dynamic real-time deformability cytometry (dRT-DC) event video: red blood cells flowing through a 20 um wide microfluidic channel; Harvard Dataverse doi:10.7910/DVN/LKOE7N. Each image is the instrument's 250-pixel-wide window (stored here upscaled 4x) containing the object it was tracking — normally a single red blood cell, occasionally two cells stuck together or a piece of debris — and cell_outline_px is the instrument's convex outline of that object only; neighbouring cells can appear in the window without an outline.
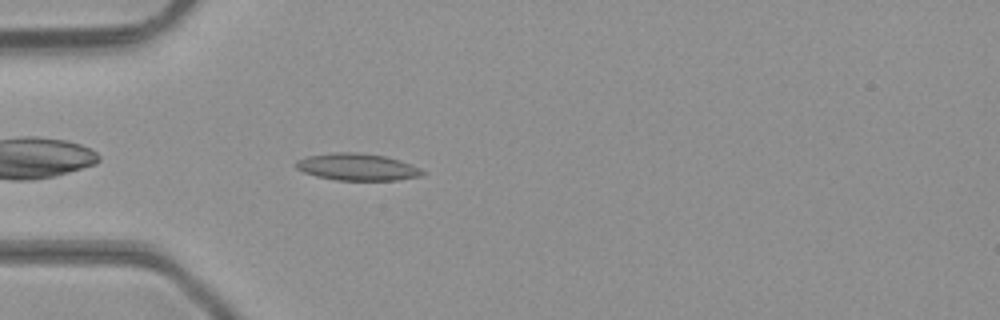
{"species": "common noctule bat (a hibernating species)", "species_latin": "Nyctalus noctula", "temperature_condition": "room temperature", "stored_images_in_passage": 32, "camera_frame_rate_fps": 3000, "um_per_image_px": 0.085, "animal": {"sex": "male", "body_mass_g": 23.1, "forearm_length_mm": 52.7}, "frame": {"image": 1, "passage_image": 3, "time_ms": 0.667, "image_size_px": [1000, 320], "cell_outline_px": [[424, 172], [420, 176], [396, 180], [336, 180], [316, 176], [304, 172], [296, 168], [296, 160], [308, 156], [332, 152], [356, 152], [384, 156], [400, 160], [412, 164], [420, 168]], "centroid_in_image_um": [30.35, 14.19], "position_along_channel_um": 54.6, "area_um2": 19.83}}
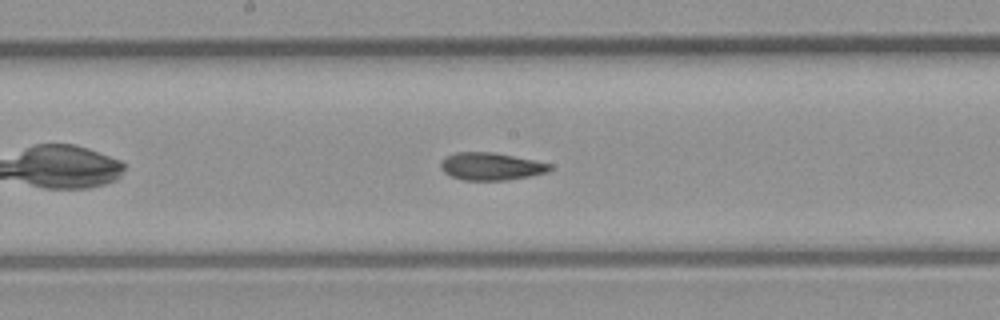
{"frame": {"image": 2, "passage_image": 14, "time_ms": 4.333, "image_size_px": [1000, 320], "cell_outline_px": [[552, 168], [548, 172], [508, 180], [464, 180], [452, 176], [444, 172], [440, 168], [440, 164], [448, 156], [456, 152], [496, 152], [552, 164]], "centroid_in_image_um": [41.76, 14.14], "position_along_channel_um": 206.4, "area_um2": 17.4}}
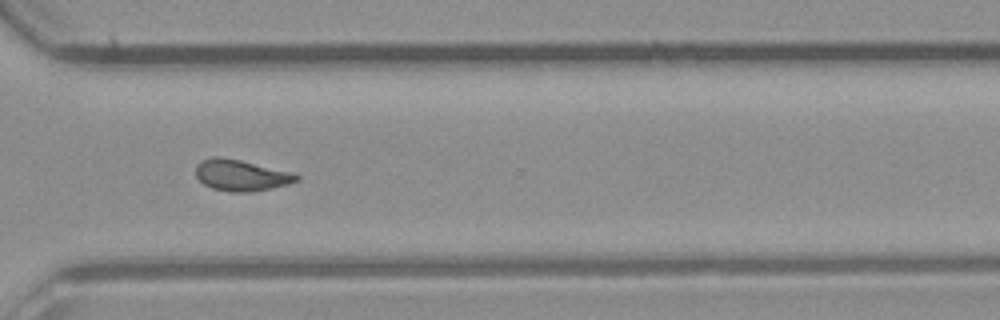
{"frame": {"image": 3, "passage_image": 24, "time_ms": 7.667, "image_size_px": [1000, 320], "cell_outline_px": [[300, 180], [288, 184], [272, 188], [252, 192], [232, 192], [212, 188], [204, 184], [196, 176], [196, 164], [200, 160], [212, 156], [220, 156], [240, 160], [292, 172], [300, 176]], "centroid_in_image_um": [20.49, 14.89], "position_along_channel_um": 350.1, "area_um2": 18.44}, "authors_computed_cell_mechanics": {"area_um2": 17.8891, "velocity_mm_per_s": 4.3226, "shape_relaxation_time_tau1_ms": null, "shape_relaxation_time_tau2_ms": 3.49, "deformation_change_tau1": null, "deformation_change_tau2": 0.1037}}